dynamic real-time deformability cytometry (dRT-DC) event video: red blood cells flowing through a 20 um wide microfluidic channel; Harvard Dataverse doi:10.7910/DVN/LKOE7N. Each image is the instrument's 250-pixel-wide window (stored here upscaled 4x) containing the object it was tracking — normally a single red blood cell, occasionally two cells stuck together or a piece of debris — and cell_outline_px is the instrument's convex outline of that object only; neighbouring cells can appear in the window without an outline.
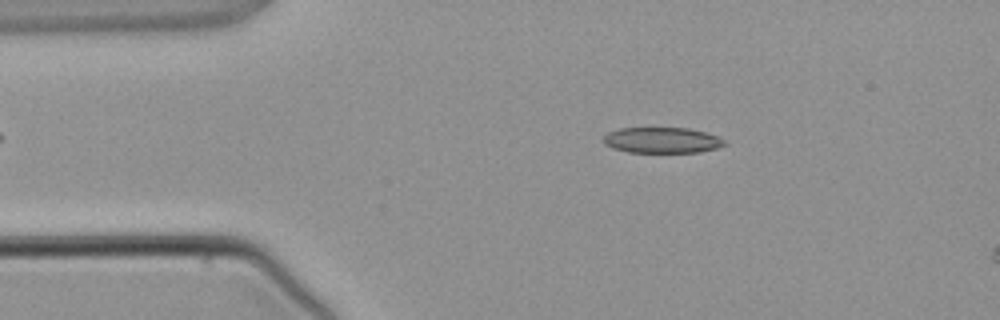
{"species": "common noctule bat (a hibernating species)", "species_latin": "Nyctalus noctula", "temperature_condition": "warm", "stored_images_in_passage": 3, "camera_frame_rate_fps": 3000, "um_per_image_px": 0.085, "animal": {"sex": "male", "body_mass_g": 21.5, "forearm_length_mm": 52.0}, "frame": {"image": 1, "passage_image": 1, "time_ms": 0.0, "image_size_px": [1000, 320], "cell_outline_px": [[728, 144], [716, 148], [700, 152], [628, 152], [612, 148], [604, 144], [604, 136], [608, 132], [620, 128], [688, 128], [704, 132], [716, 136], [724, 140]], "centroid_in_image_um": [56.26, 11.92], "position_along_channel_um": 28.7, "area_um2": 18.09}}